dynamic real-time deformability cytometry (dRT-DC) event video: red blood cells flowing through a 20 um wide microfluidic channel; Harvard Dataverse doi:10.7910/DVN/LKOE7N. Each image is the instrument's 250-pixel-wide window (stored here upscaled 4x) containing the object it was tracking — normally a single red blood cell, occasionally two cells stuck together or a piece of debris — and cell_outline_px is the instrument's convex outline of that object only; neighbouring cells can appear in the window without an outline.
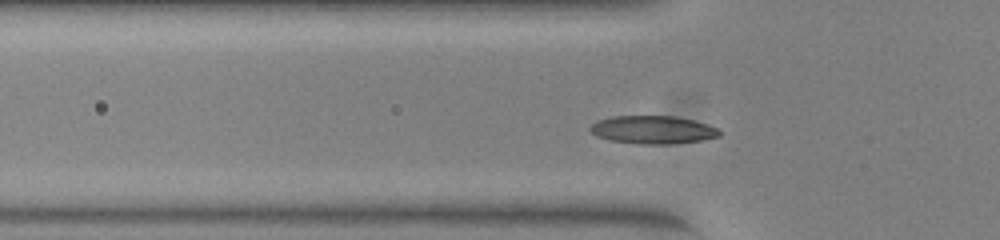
{"species": "common noctule bat (a hibernating species)", "species_latin": "Nyctalus noctula", "temperature_condition": "warm", "stored_images_in_passage": 46, "camera_frame_rate_fps": 3000, "um_per_image_px": 0.085, "animal": {"sex": "female", "body_mass_g": 23.0, "forearm_length_mm": 53.4}, "frame": {"image": 1, "passage_image": 9, "time_ms": 2.667, "image_size_px": [1000, 240], "cell_outline_px": [[720, 136], [700, 140], [668, 144], [640, 144], [608, 140], [596, 136], [588, 128], [596, 120], [612, 116], [676, 116], [708, 124], [716, 128], [720, 132]], "centroid_in_image_um": [55.44, 11.02], "position_along_channel_um": 70.4, "area_um2": 21.1}}
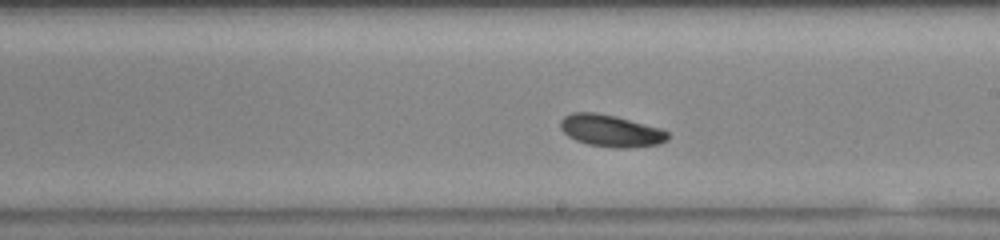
{"frame": {"image": 2, "passage_image": 22, "time_ms": 7.0, "image_size_px": [1000, 240], "cell_outline_px": [[668, 140], [660, 144], [628, 148], [616, 148], [588, 144], [576, 140], [568, 136], [560, 128], [560, 120], [564, 116], [572, 112], [596, 112], [616, 116], [660, 128], [668, 132]], "centroid_in_image_um": [51.91, 11.11], "position_along_channel_um": 237.1, "area_um2": 20.06}}
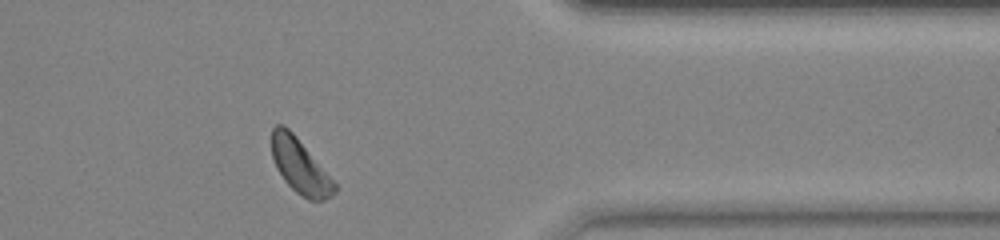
{"frame": {"image": 3, "passage_image": 35, "time_ms": 11.333, "image_size_px": [1000, 240], "cell_outline_px": [[336, 192], [332, 196], [324, 200], [308, 200], [296, 192], [284, 180], [276, 168], [272, 156], [272, 128], [276, 124], [284, 124], [296, 136], [336, 184]], "centroid_in_image_um": [25.49, 14.13], "position_along_channel_um": 385.9, "area_um2": 19.71}, "authors_computed_cell_mechanics": {"area_um2": 19.7098, "velocity_mm_per_s": 3.8505, "shape_relaxation_time_tau1_ms": 5.5312, "shape_relaxation_time_tau2_ms": null, "deformation_change_tau1": 0.1392, "deformation_change_tau2": null}}